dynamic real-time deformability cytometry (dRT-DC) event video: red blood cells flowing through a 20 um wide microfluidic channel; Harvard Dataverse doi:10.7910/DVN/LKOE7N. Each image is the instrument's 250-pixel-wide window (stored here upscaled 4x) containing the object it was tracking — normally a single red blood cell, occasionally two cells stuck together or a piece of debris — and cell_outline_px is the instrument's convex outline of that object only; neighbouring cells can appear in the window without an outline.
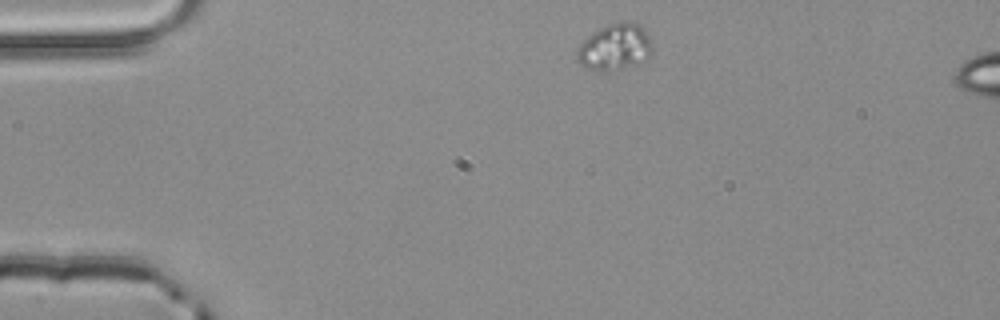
{"species": "common noctule bat (a hibernating species)", "species_latin": "Nyctalus noctula", "temperature_condition": "room temperature", "stored_images_in_passage": 3, "segment_of_instrument_passage": [1, 2], "camera_frame_rate_fps": 3000, "um_per_image_px": 0.085, "animal": {"sex": "male", "body_mass_g": 20.4}, "frame": {"image": 1, "passage_image": 1, "time_ms": 0.0, "image_size_px": [1000, 320], "cell_outline_px": [[652, 56], [636, 64], [608, 72], [604, 72], [588, 68], [580, 64], [576, 60], [576, 52], [580, 44], [588, 36], [600, 28], [608, 24], [620, 20], [624, 20], [640, 24], [652, 40]], "centroid_in_image_um": [52.28, 3.99], "position_along_channel_um": 32.7, "area_um2": 20.69}}